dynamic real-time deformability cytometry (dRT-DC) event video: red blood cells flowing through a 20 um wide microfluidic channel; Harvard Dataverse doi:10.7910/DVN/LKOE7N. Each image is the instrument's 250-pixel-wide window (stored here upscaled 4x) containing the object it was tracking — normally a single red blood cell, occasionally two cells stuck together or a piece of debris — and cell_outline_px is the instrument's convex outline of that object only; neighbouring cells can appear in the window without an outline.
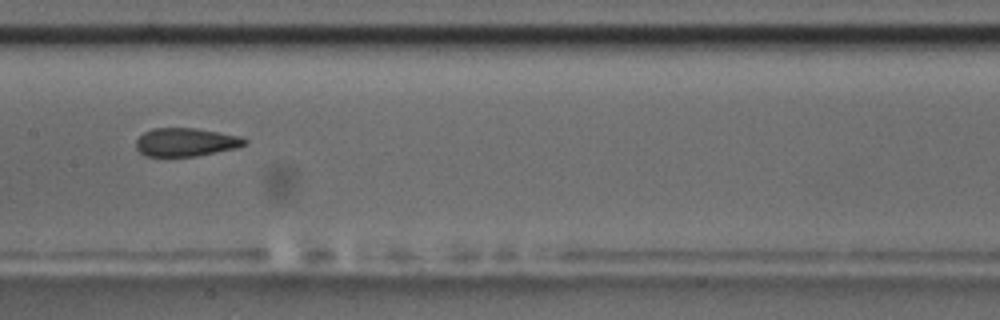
{"species": "common noctule bat (a hibernating species)", "species_latin": "Nyctalus noctula", "temperature_condition": "room temperature", "stored_images_in_passage": 8, "camera_frame_rate_fps": 3000, "um_per_image_px": 0.085, "animal": {"sex": "male", "body_mass_g": 17.5, "forearm_length_mm": 52.3}, "frame": {"image": 1, "passage_image": 7, "time_ms": 8.667, "image_size_px": [1000, 320], "cell_outline_px": [[248, 140], [244, 144], [236, 148], [196, 156], [144, 156], [136, 148], [136, 140], [144, 132], [152, 128], [196, 128], [240, 136]], "centroid_in_image_um": [15.77, 12.08], "position_along_channel_um": 191.6, "area_um2": 17.86}}